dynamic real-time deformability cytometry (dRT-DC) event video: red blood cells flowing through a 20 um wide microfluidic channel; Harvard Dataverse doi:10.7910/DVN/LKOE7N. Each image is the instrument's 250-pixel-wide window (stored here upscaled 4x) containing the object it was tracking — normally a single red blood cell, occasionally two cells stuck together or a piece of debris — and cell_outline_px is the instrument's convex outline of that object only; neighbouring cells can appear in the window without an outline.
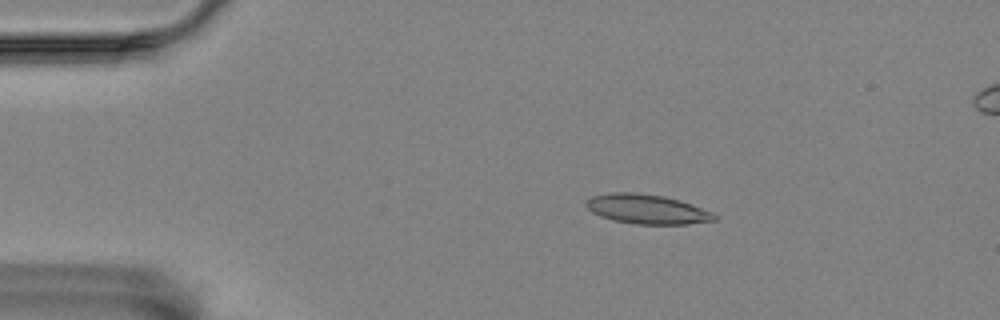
{"species": "Egyptian fruit bat (a non-hibernating species)", "species_latin": "Rousettus aegyptiacus", "temperature_condition": "room temperature", "stored_images_in_passage": 6, "camera_frame_rate_fps": 3000, "um_per_image_px": 0.085, "animal": {"sex": "female"}, "frame": {"image": 1, "passage_image": 3, "time_ms": 0.667, "image_size_px": [1000, 320], "cell_outline_px": [[716, 220], [688, 224], [636, 224], [616, 220], [600, 216], [592, 212], [584, 204], [592, 196], [612, 192], [632, 192], [664, 196], [680, 200], [712, 212], [716, 216]], "centroid_in_image_um": [54.99, 17.77], "position_along_channel_um": 30.0, "area_um2": 21.85}}
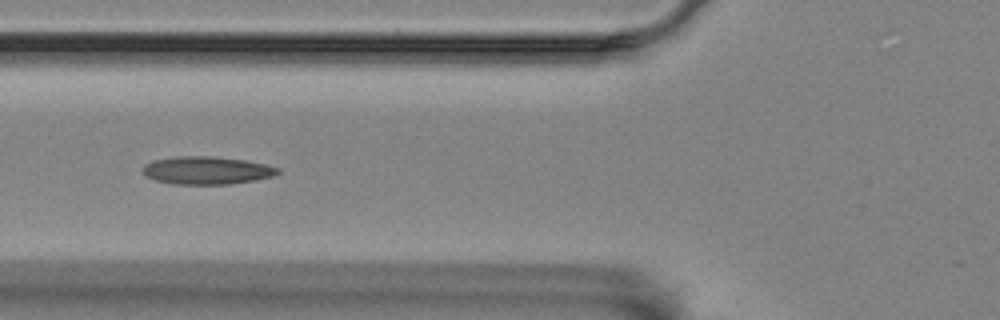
{"frame": {"image": 2, "passage_image": 6, "time_ms": 1.667, "image_size_px": [1000, 320], "cell_outline_px": [[280, 172], [272, 176], [256, 180], [228, 184], [172, 184], [156, 180], [144, 176], [144, 164], [152, 160], [176, 156], [212, 156], [244, 160], [264, 164], [280, 168]], "centroid_in_image_um": [17.55, 14.48], "position_along_channel_um": 108.2, "area_um2": 21.91}}